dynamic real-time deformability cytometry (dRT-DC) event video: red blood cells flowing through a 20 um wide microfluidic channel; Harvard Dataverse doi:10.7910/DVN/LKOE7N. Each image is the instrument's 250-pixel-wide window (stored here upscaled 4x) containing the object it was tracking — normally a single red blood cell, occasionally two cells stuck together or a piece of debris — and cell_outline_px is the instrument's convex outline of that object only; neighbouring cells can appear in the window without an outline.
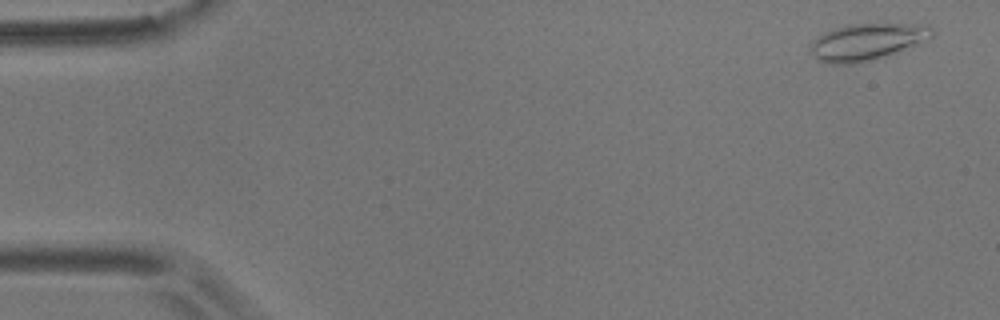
{"species": "common noctule bat (a hibernating species)", "species_latin": "Nyctalus noctula", "temperature_condition": "room temperature", "stored_images_in_passage": 13, "camera_frame_rate_fps": 3000, "um_per_image_px": 0.085, "animal": {"sex": "male", "body_mass_g": 17.9}, "frame": {"image": 1, "passage_image": 3, "time_ms": 0.667, "image_size_px": [1000, 320], "cell_outline_px": [[936, 32], [932, 36], [896, 52], [872, 60], [856, 64], [832, 64], [820, 60], [812, 52], [812, 40], [832, 28], [848, 24], [928, 24]], "centroid_in_image_um": [73.7, 3.54], "position_along_channel_um": 11.3, "area_um2": 25.61}}